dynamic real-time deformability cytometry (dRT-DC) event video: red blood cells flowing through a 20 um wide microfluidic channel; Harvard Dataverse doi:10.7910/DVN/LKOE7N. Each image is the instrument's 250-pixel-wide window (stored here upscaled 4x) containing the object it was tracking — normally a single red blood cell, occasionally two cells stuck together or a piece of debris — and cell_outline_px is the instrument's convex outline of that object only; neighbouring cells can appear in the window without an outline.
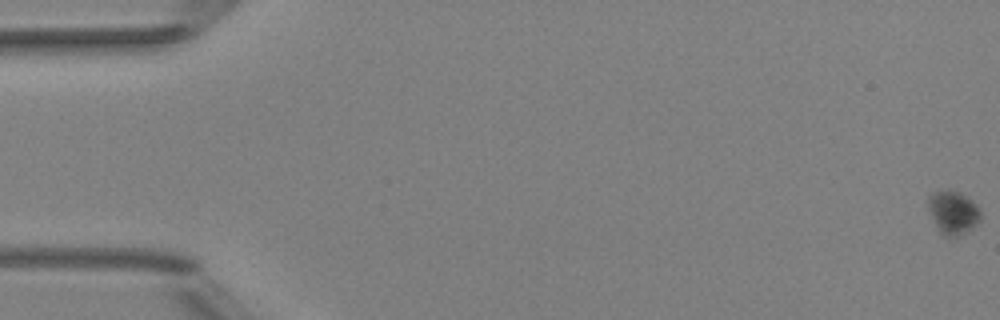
{"species": "Egyptian fruit bat (a non-hibernating species)", "species_latin": "Rousettus aegyptiacus", "temperature_condition": "room temperature", "stored_images_in_passage": 55, "camera_frame_rate_fps": 3000, "um_per_image_px": 0.085, "animal": {"sex": "female"}, "frame": {"image": 1, "passage_image": 1, "time_ms": 0.0, "image_size_px": [1000, 320], "cell_outline_px": [[980, 224], [956, 240], [952, 240], [940, 236], [928, 212], [928, 196], [932, 192], [940, 188], [948, 188], [960, 192], [968, 196], [980, 208]], "centroid_in_image_um": [81.0, 18.11], "position_along_channel_um": 4.0, "area_um2": 14.57}}